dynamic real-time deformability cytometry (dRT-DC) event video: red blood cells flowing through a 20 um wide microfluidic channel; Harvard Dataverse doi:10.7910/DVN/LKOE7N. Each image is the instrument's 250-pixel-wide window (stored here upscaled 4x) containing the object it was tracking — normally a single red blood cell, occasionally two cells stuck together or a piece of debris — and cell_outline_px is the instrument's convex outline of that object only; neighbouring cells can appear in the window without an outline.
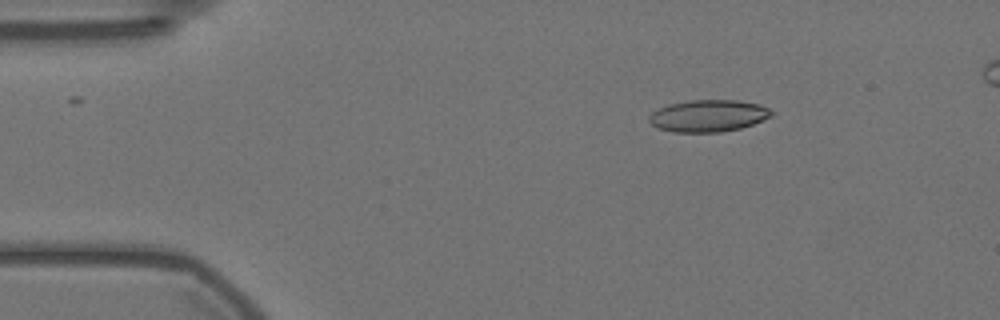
{"species": "Egyptian fruit bat (a non-hibernating species)", "species_latin": "Rousettus aegyptiacus", "temperature_condition": "warm", "stored_images_in_passage": 49, "camera_frame_rate_fps": 3000, "um_per_image_px": 0.085, "animal": {"sex": "female"}, "frame": {"image": 1, "passage_image": 2, "time_ms": 0.333, "image_size_px": [1000, 320], "cell_outline_px": [[772, 116], [752, 124], [740, 128], [720, 132], [672, 132], [660, 128], [652, 124], [648, 120], [648, 116], [652, 112], [668, 104], [688, 100], [736, 100], [760, 104], [768, 108], [772, 112]], "centroid_in_image_um": [60.19, 9.83], "position_along_channel_um": 24.8, "area_um2": 22.72}}
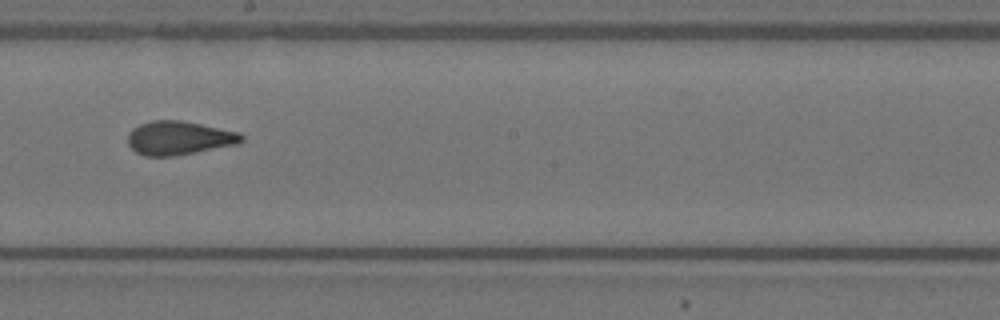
{"frame": {"image": 2, "passage_image": 25, "time_ms": 8.0, "image_size_px": [1000, 320], "cell_outline_px": [[244, 140], [240, 144], [176, 156], [144, 156], [136, 152], [128, 144], [128, 132], [132, 128], [140, 124], [152, 120], [180, 120], [240, 132], [244, 136]], "centroid_in_image_um": [15.24, 11.73], "position_along_channel_um": 233.0, "area_um2": 22.6}}
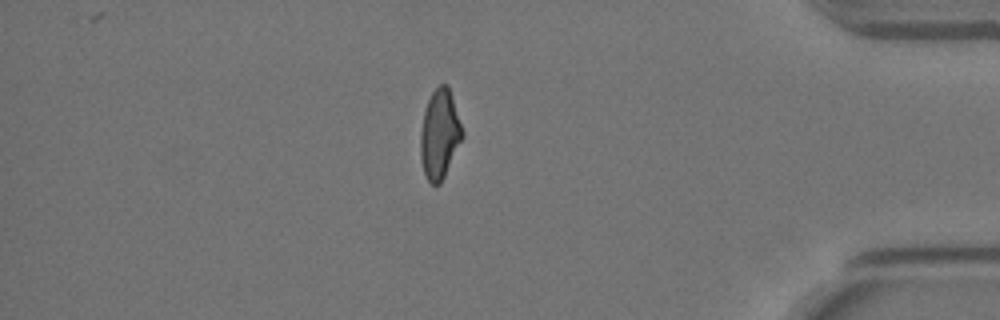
{"frame": {"image": 3, "passage_image": 42, "time_ms": 13.667, "image_size_px": [1000, 320], "cell_outline_px": [[464, 136], [440, 184], [432, 184], [428, 180], [424, 172], [420, 160], [420, 132], [424, 112], [428, 100], [432, 92], [440, 84], [448, 84], [464, 132]], "centroid_in_image_um": [37.37, 11.4], "position_along_channel_um": 397.8, "area_um2": 21.73}}